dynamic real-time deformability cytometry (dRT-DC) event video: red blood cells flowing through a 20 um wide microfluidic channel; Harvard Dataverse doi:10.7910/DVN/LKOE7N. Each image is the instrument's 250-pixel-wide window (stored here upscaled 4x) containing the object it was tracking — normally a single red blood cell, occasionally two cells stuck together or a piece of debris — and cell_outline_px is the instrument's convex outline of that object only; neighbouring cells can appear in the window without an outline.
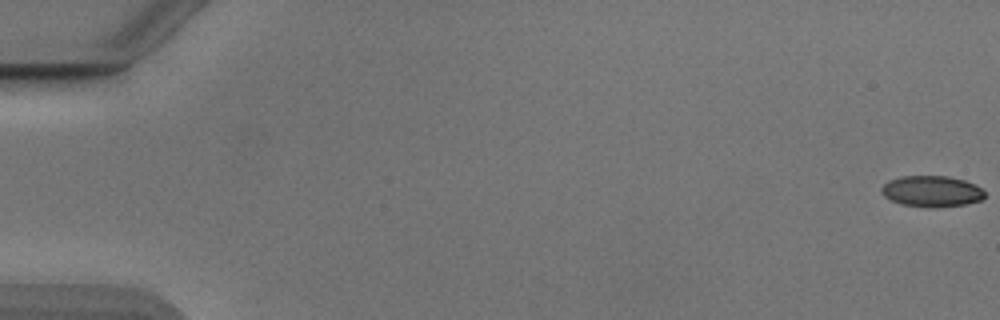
{"species": "Egyptian fruit bat (a non-hibernating species)", "species_latin": "Rousettus aegyptiacus", "temperature_condition": "cold", "stored_images_in_passage": 35, "camera_frame_rate_fps": 3000, "um_per_image_px": 0.085, "animal": {"sex": "male"}, "frame": {"image": 1, "passage_image": 1, "time_ms": 0.0, "image_size_px": [1000, 320], "cell_outline_px": [[984, 196], [980, 200], [964, 204], [936, 208], [928, 208], [900, 204], [884, 196], [880, 192], [880, 188], [888, 180], [900, 176], [948, 176], [964, 180], [980, 188], [984, 192]], "centroid_in_image_um": [79.13, 16.26], "position_along_channel_um": 5.9, "area_um2": 18.73}}
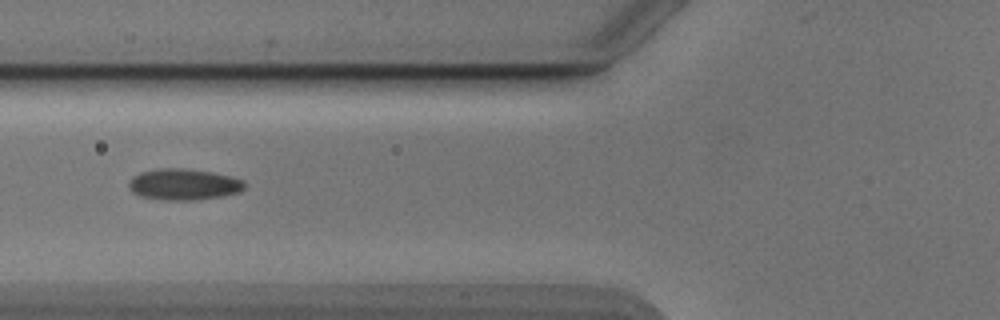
{"frame": {"image": 2, "passage_image": 22, "time_ms": 7.0, "image_size_px": [1000, 320], "cell_outline_px": [[248, 184], [240, 192], [224, 196], [196, 200], [164, 200], [140, 196], [132, 192], [128, 188], [128, 180], [132, 176], [140, 172], [160, 168], [184, 168], [212, 172], [232, 176], [244, 180]], "centroid_in_image_um": [15.63, 15.67], "position_along_channel_um": 110.2, "area_um2": 21.5}}
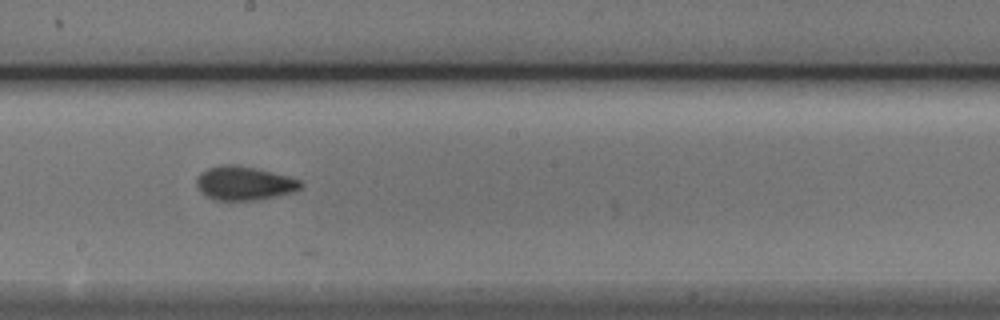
{"frame": {"image": 3, "passage_image": 31, "time_ms": 10.0, "image_size_px": [1000, 320], "cell_outline_px": [[304, 184], [296, 192], [260, 200], [216, 200], [204, 196], [196, 188], [196, 176], [200, 172], [208, 168], [220, 164], [232, 164], [252, 168], [288, 176], [300, 180]], "centroid_in_image_um": [20.72, 15.59], "position_along_channel_um": 227.5, "area_um2": 20.81}}